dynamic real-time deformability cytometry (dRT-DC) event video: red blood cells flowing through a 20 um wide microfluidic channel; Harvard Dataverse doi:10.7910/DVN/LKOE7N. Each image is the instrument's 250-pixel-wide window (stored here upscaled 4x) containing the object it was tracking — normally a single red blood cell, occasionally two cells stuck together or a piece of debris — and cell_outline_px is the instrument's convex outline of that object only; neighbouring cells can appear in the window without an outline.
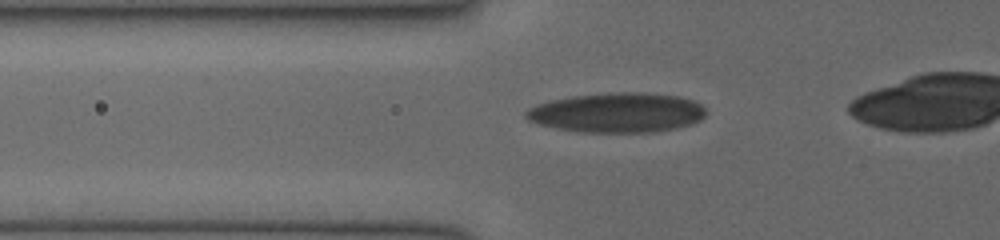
{"species": "human", "species_latin": "Homo sapiens", "temperature_condition": "cold", "stored_images_in_passage": 41, "camera_frame_rate_fps": 3000, "um_per_image_px": 0.085, "donor": {"sex": "female"}, "frame": {"image": 1, "passage_image": 15, "time_ms": 4.667, "image_size_px": [1000, 240], "cell_outline_px": [[704, 116], [700, 120], [692, 124], [676, 128], [652, 132], [584, 132], [560, 128], [540, 124], [528, 120], [524, 116], [524, 112], [528, 108], [536, 104], [552, 100], [572, 96], [616, 92], [640, 92], [680, 96], [692, 100], [700, 104], [704, 108]], "centroid_in_image_um": [52.46, 9.57], "position_along_channel_um": 73.3, "area_um2": 41.44}}
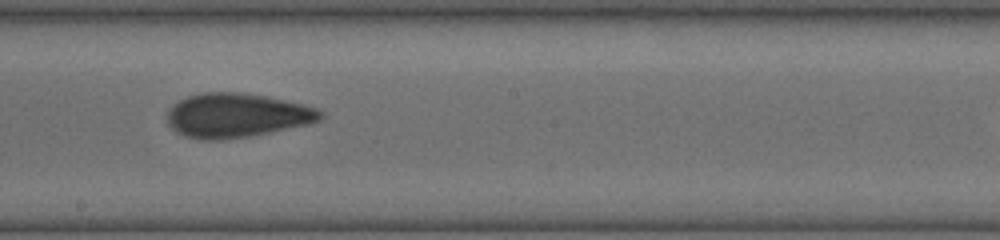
{"frame": {"image": 2, "passage_image": 26, "time_ms": 8.333, "image_size_px": [1000, 240], "cell_outline_px": [[324, 116], [320, 120], [308, 124], [248, 136], [220, 140], [200, 140], [184, 136], [176, 132], [168, 124], [168, 112], [180, 100], [188, 96], [204, 92], [244, 92], [304, 104], [316, 108], [324, 112]], "centroid_in_image_um": [20.13, 9.81], "position_along_channel_um": 228.1, "area_um2": 39.25}}
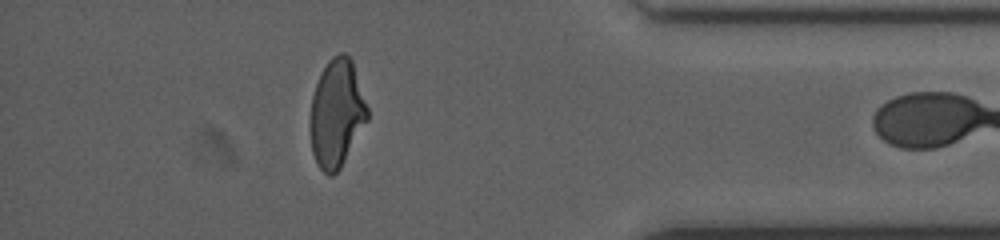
{"frame": {"image": 3, "passage_image": 40, "time_ms": 13.0, "image_size_px": [1000, 240], "cell_outline_px": [[368, 120], [340, 168], [332, 176], [328, 176], [316, 164], [312, 152], [312, 96], [320, 72], [328, 60], [332, 56], [340, 52], [344, 52], [352, 60], [368, 108]], "centroid_in_image_um": [28.63, 9.61], "position_along_channel_um": 406.6, "area_um2": 35.55}}